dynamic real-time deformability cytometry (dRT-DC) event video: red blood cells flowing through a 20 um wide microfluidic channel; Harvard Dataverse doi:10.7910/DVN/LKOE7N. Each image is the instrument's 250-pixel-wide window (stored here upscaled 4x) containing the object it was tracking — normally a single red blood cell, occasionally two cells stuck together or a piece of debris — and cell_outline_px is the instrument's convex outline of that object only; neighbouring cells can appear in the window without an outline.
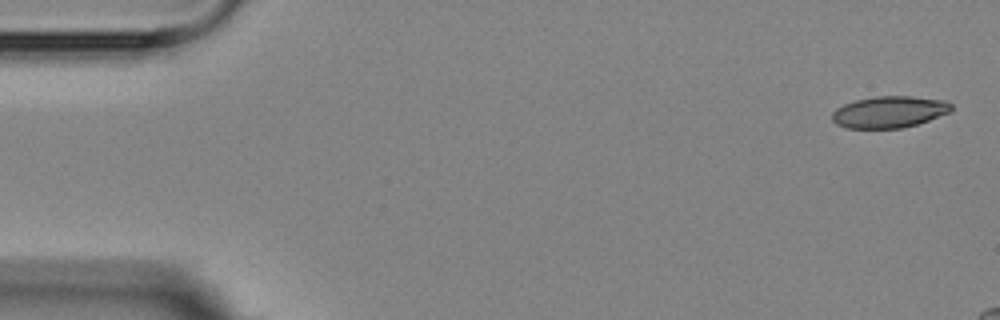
{"species": "Egyptian fruit bat (a non-hibernating species)", "species_latin": "Rousettus aegyptiacus", "temperature_condition": "room temperature", "stored_images_in_passage": 4, "camera_frame_rate_fps": 3000, "um_per_image_px": 0.085, "animal": {"sex": "female"}, "frame": {"image": 1, "passage_image": 1, "time_ms": 0.0, "image_size_px": [1000, 320], "cell_outline_px": [[952, 112], [916, 124], [900, 128], [848, 128], [836, 124], [832, 120], [832, 112], [836, 108], [844, 104], [856, 100], [876, 96], [912, 96], [948, 100], [952, 104]], "centroid_in_image_um": [75.62, 9.5], "position_along_channel_um": 9.4, "area_um2": 22.08}}